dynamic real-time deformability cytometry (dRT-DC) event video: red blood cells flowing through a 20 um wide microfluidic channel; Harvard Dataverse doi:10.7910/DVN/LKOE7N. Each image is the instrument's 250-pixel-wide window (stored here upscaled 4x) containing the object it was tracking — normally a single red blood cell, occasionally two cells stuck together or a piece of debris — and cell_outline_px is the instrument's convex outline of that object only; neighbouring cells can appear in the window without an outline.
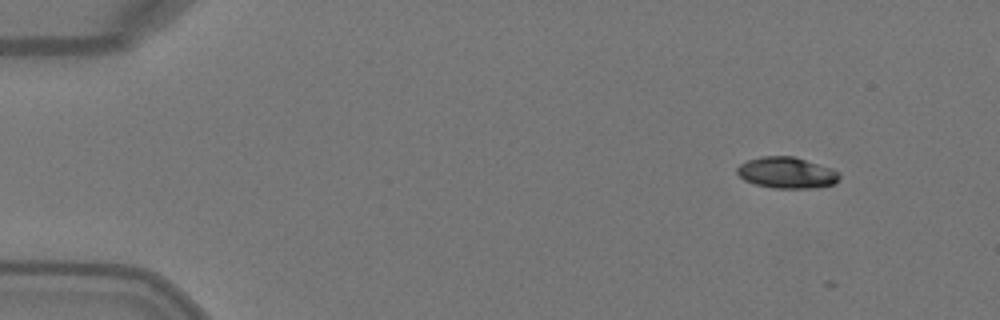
{"species": "Egyptian fruit bat (a non-hibernating species)", "species_latin": "Rousettus aegyptiacus", "temperature_condition": "warm", "stored_images_in_passage": 3, "camera_frame_rate_fps": 3000, "um_per_image_px": 0.085, "animal": {"sex": "female"}, "frame": {"image": 1, "passage_image": 1, "time_ms": 0.0, "image_size_px": [1000, 320], "cell_outline_px": [[840, 176], [832, 184], [816, 188], [772, 188], [756, 184], [744, 180], [736, 172], [736, 168], [740, 164], [748, 160], [760, 156], [796, 156], [832, 168], [840, 172]], "centroid_in_image_um": [66.87, 14.67], "position_along_channel_um": 18.1, "area_um2": 18.73}}